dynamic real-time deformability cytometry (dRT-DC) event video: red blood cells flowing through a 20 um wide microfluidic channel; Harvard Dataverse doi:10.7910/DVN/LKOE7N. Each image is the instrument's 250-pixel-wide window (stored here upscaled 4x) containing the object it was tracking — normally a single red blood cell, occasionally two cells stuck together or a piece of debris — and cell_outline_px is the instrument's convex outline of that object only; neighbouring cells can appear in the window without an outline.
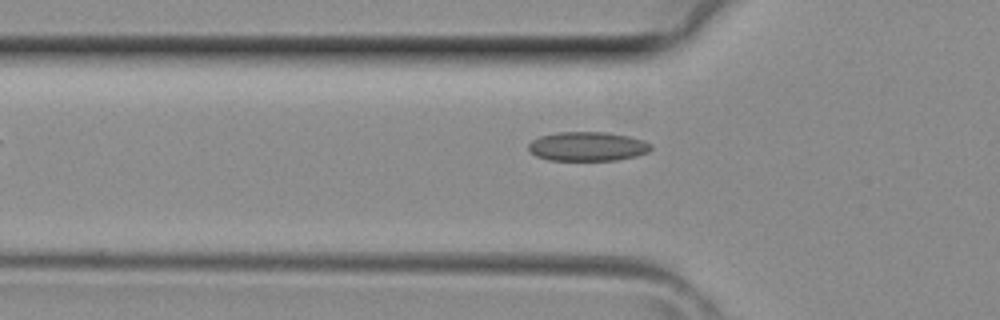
{"species": "common noctule bat (a hibernating species)", "species_latin": "Nyctalus noctula", "temperature_condition": "room temperature", "stored_images_in_passage": 5, "camera_frame_rate_fps": 3000, "um_per_image_px": 0.085, "animal": {"sex": "female", "body_mass_g": 29.2, "forearm_length_mm": 56.3}, "frame": {"image": 1, "passage_image": 5, "time_ms": 1.333, "image_size_px": [1000, 320], "cell_outline_px": [[652, 148], [648, 152], [636, 156], [616, 160], [548, 160], [536, 156], [528, 148], [528, 144], [532, 140], [540, 136], [560, 132], [604, 132], [628, 136], [644, 140], [652, 144]], "centroid_in_image_um": [49.95, 12.44], "position_along_channel_um": 75.8, "area_um2": 20.81}}